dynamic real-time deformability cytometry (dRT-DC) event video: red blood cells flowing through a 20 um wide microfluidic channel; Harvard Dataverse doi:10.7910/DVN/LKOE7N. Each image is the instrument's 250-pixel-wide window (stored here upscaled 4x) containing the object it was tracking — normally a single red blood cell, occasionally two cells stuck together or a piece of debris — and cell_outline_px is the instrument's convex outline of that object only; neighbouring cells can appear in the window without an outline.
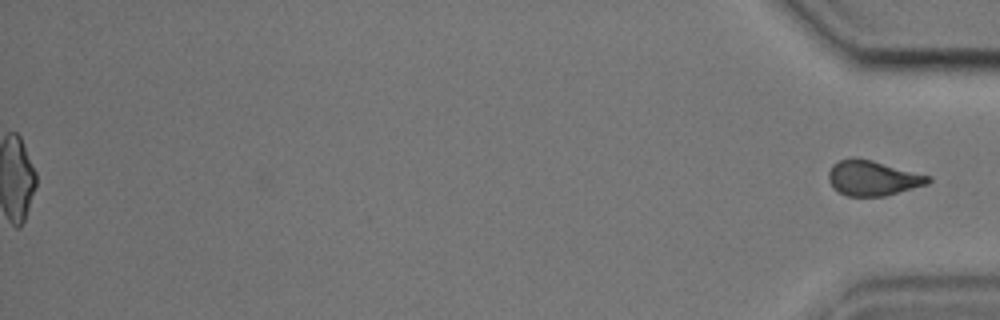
{"species": "common noctule bat (a hibernating species)", "species_latin": "Nyctalus noctula", "temperature_condition": "cold", "stored_images_in_passage": 54, "segment_of_instrument_passage": [2, 2], "camera_frame_rate_fps": 3000, "um_per_image_px": 0.085, "animal": {"sex": "male", "body_mass_g": 17.9, "forearm_length_mm": 54.2}, "frame": {"image": 1, "passage_image": 54, "time_ms": 17.667, "image_size_px": [1000, 320], "cell_outline_px": [[932, 180], [928, 184], [884, 196], [848, 196], [832, 188], [828, 180], [828, 172], [832, 164], [840, 160], [852, 156], [872, 160], [932, 176]], "centroid_in_image_um": [74.17, 15.12], "position_along_channel_um": 361.0, "area_um2": 20.58}}